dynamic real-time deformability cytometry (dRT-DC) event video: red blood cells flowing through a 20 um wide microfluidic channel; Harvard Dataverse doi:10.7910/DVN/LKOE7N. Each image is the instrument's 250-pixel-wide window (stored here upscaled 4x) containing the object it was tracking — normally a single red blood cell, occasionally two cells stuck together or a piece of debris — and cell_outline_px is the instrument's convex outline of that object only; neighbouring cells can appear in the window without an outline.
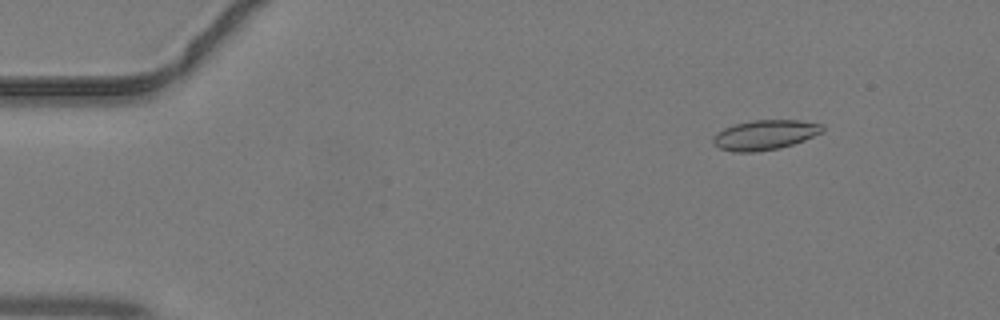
{"species": "common noctule bat (a hibernating species)", "species_latin": "Nyctalus noctula", "temperature_condition": "warm", "stored_images_in_passage": 45, "camera_frame_rate_fps": 3000, "um_per_image_px": 0.085, "animal": {"sex": "male", "body_mass_g": 19.2, "forearm_length_mm": 51.8}, "frame": {"image": 1, "passage_image": 6, "time_ms": 1.667, "image_size_px": [1000, 320], "cell_outline_px": [[824, 132], [804, 140], [780, 148], [756, 152], [732, 152], [720, 148], [712, 140], [712, 136], [724, 128], [736, 124], [752, 120], [796, 120], [824, 124]], "centroid_in_image_um": [65.04, 11.47], "position_along_channel_um": 20.0, "area_um2": 19.02}}
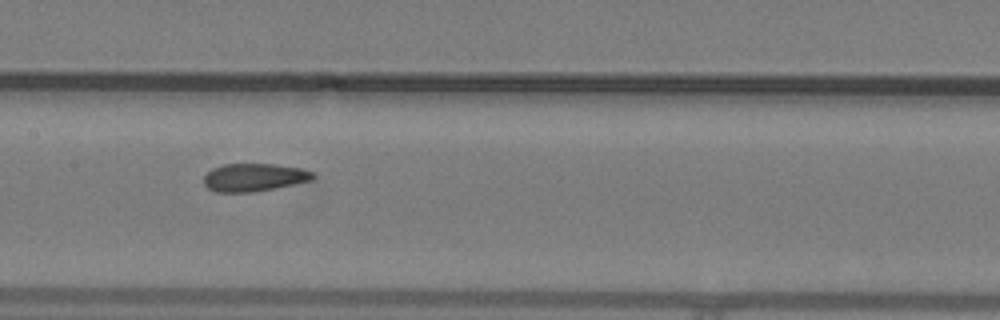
{"frame": {"image": 2, "passage_image": 23, "time_ms": 7.333, "image_size_px": [1000, 320], "cell_outline_px": [[316, 176], [312, 180], [252, 192], [216, 192], [208, 188], [204, 184], [204, 176], [212, 168], [224, 164], [276, 164], [300, 168], [312, 172]], "centroid_in_image_um": [21.57, 15.07], "position_along_channel_um": 185.8, "area_um2": 17.57}}
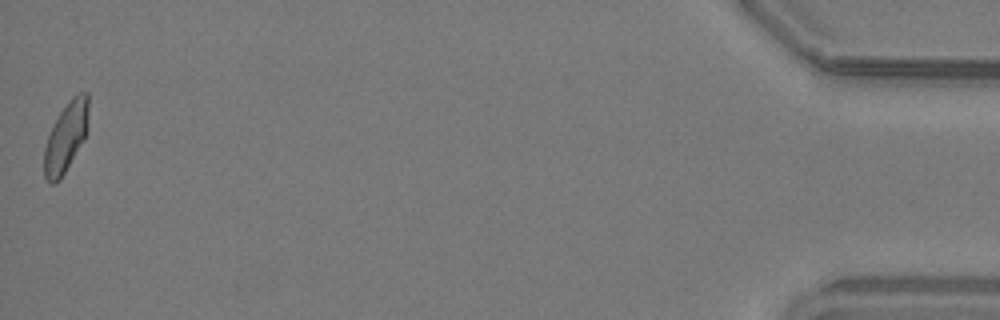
{"frame": {"image": 3, "passage_image": 45, "time_ms": 14.667, "image_size_px": [1000, 320], "cell_outline_px": [[88, 108], [84, 140], [60, 180], [52, 184], [44, 176], [44, 148], [52, 124], [68, 100], [76, 92], [88, 92]], "centroid_in_image_um": [5.59, 11.63], "position_along_channel_um": 429.6, "area_um2": 17.92}}